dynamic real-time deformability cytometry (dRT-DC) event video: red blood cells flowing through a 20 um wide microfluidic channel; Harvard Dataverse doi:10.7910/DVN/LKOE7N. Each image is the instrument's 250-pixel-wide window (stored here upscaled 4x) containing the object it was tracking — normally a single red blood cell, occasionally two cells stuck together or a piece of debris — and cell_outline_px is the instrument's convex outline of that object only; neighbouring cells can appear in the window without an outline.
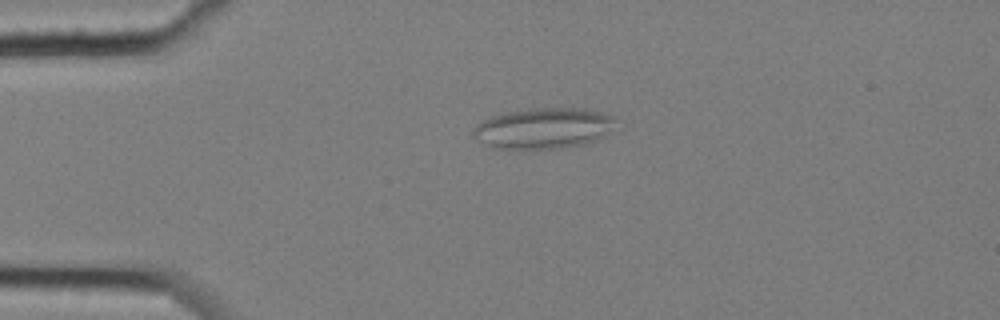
{"species": "common noctule bat (a hibernating species)", "species_latin": "Nyctalus noctula", "temperature_condition": "cold", "stored_images_in_passage": 7, "camera_frame_rate_fps": 3000, "um_per_image_px": 0.085, "animal": {"sex": "female", "body_mass_g": 25.1}, "frame": {"image": 1, "passage_image": 4, "time_ms": 1.0, "image_size_px": [1000, 320], "cell_outline_px": [[616, 120], [596, 140], [584, 144], [560, 148], [492, 148], [476, 140], [472, 136], [472, 128], [476, 124], [492, 116], [508, 112], [532, 108], [584, 108], [604, 112], [616, 116]], "centroid_in_image_um": [46.14, 10.89], "position_along_channel_um": 38.9, "area_um2": 33.64}}